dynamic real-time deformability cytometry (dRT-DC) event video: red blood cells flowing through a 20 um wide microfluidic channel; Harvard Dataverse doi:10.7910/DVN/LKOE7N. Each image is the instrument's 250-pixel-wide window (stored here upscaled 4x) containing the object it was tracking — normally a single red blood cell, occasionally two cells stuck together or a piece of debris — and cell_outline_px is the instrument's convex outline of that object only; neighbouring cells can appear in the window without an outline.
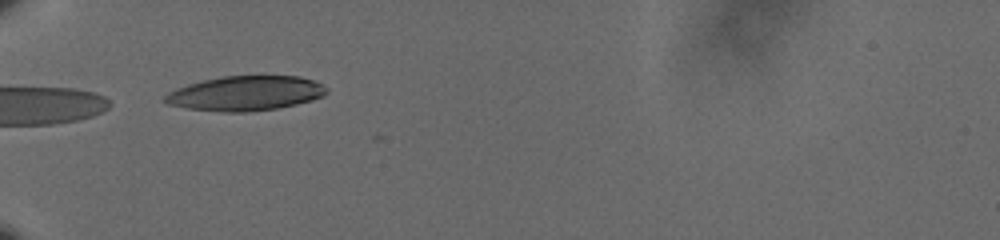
{"species": "human", "species_latin": "Homo sapiens", "temperature_condition": "cold", "stored_images_in_passage": 3, "camera_frame_rate_fps": 3000, "um_per_image_px": 0.085, "donor": {"sex": "male"}, "frame": {"image": 1, "passage_image": 1, "time_ms": 0.0, "image_size_px": [1000, 240], "cell_outline_px": [[328, 92], [324, 96], [312, 100], [296, 104], [276, 108], [244, 112], [224, 112], [188, 108], [168, 104], [160, 100], [168, 92], [176, 88], [188, 84], [204, 80], [224, 76], [300, 76], [324, 84], [328, 88]], "centroid_in_image_um": [20.88, 7.93], "position_along_channel_um": 64.1, "area_um2": 32.71}}